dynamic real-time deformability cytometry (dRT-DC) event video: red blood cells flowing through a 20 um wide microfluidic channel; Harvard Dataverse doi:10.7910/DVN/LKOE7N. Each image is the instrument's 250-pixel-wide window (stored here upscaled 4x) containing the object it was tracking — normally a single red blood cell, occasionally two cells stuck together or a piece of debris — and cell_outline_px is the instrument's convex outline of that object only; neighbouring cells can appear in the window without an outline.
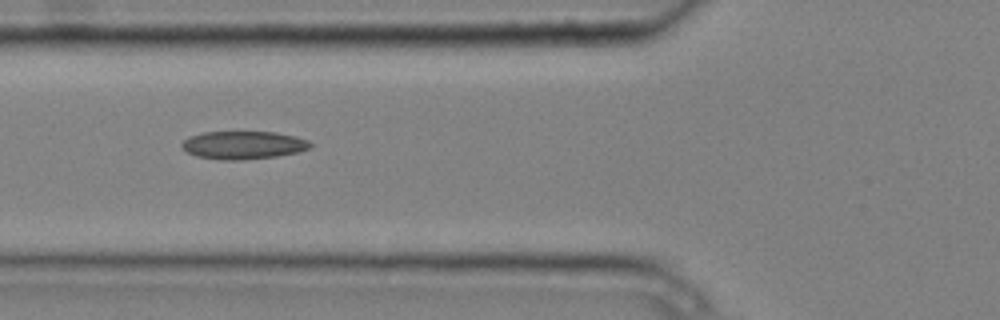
{"species": "common noctule bat (a hibernating species)", "species_latin": "Nyctalus noctula", "temperature_condition": "cold", "stored_images_in_passage": 8, "camera_frame_rate_fps": 3000, "um_per_image_px": 0.085, "animal": {"sex": "male", "body_mass_g": 20.4}, "frame": {"image": 1, "passage_image": 4, "time_ms": 1.0, "image_size_px": [1000, 320], "cell_outline_px": [[312, 148], [296, 152], [276, 156], [244, 160], [220, 160], [196, 156], [184, 152], [180, 144], [188, 136], [204, 132], [276, 132], [296, 136], [308, 140], [312, 144]], "centroid_in_image_um": [20.65, 12.33], "position_along_channel_um": 105.2, "area_um2": 21.21}}
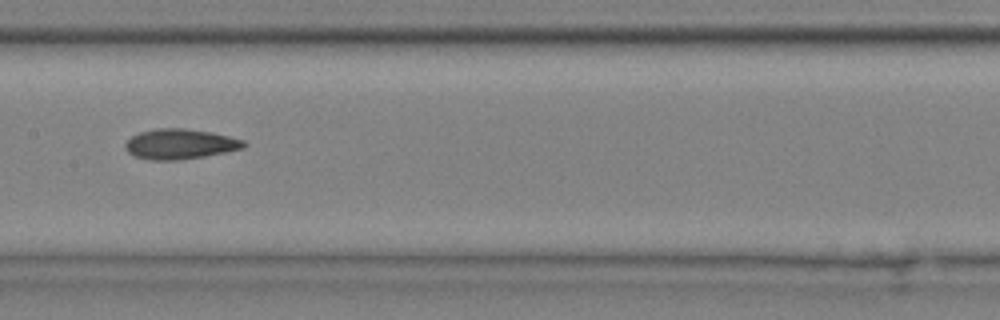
{"frame": {"image": 2, "passage_image": 6, "time_ms": 1.667, "image_size_px": [1000, 320], "cell_outline_px": [[248, 144], [244, 148], [204, 156], [180, 160], [148, 160], [136, 156], [128, 152], [124, 148], [124, 144], [132, 136], [140, 132], [156, 128], [184, 128], [212, 132], [244, 140]], "centroid_in_image_um": [15.3, 12.24], "position_along_channel_um": 192.1, "area_um2": 20.87}}
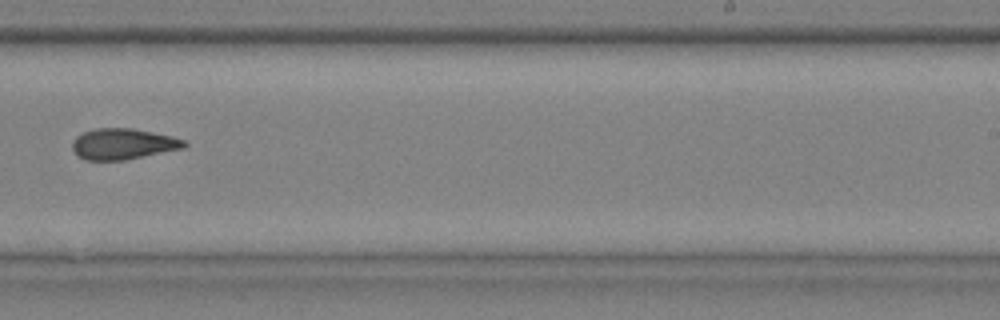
{"frame": {"image": 3, "passage_image": 8, "time_ms": 2.333, "image_size_px": [1000, 320], "cell_outline_px": [[188, 144], [184, 148], [124, 160], [84, 160], [76, 156], [72, 148], [72, 140], [76, 136], [84, 132], [96, 128], [132, 128], [172, 136], [184, 140]], "centroid_in_image_um": [10.42, 12.24], "position_along_channel_um": 278.6, "area_um2": 20.23}}